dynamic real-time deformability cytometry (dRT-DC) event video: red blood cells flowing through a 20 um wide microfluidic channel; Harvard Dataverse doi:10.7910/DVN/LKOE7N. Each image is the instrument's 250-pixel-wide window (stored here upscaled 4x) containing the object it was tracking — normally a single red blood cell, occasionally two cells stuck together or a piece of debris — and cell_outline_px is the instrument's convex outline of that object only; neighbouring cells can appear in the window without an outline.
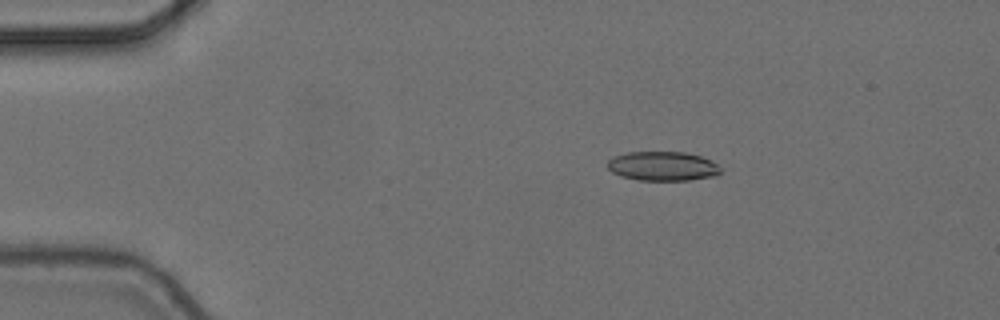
{"species": "common noctule bat (a hibernating species)", "species_latin": "Nyctalus noctula", "temperature_condition": "cold", "stored_images_in_passage": 5, "camera_frame_rate_fps": 3000, "um_per_image_px": 0.085, "animal": {"sex": "female", "body_mass_g": 24.6, "forearm_length_mm": 56.2}, "frame": {"image": 1, "passage_image": 3, "time_ms": 0.667, "image_size_px": [1000, 320], "cell_outline_px": [[720, 172], [716, 176], [688, 180], [636, 180], [620, 176], [612, 172], [608, 168], [608, 160], [612, 156], [628, 152], [684, 152], [700, 156], [712, 160], [720, 168]], "centroid_in_image_um": [56.31, 14.12], "position_along_channel_um": 28.7, "area_um2": 19.36}}